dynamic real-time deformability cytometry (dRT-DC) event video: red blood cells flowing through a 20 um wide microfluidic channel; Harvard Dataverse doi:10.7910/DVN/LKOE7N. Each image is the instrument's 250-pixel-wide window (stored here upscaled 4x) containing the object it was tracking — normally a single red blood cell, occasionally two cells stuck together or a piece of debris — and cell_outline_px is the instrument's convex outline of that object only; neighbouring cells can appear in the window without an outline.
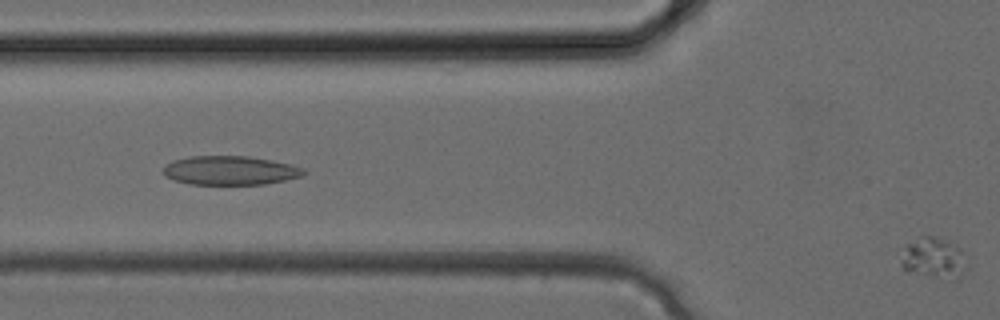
{"species": "common noctule bat (a hibernating species)", "species_latin": "Nyctalus noctula", "temperature_condition": "cold", "stored_images_in_passage": 8, "camera_frame_rate_fps": 3000, "um_per_image_px": 0.085, "animal": {"sex": "female", "body_mass_g": 24.6, "forearm_length_mm": 56.2}, "frame": {"image": 1, "passage_image": 8, "time_ms": 2.333, "image_size_px": [1000, 320], "cell_outline_px": [[968, 268], [960, 280], [904, 272], [900, 264], [900, 260], [908, 244], [924, 236], [932, 236], [960, 248], [964, 252], [968, 264]], "centroid_in_image_um": [79.41, 22.0], "position_along_channel_um": 46.4, "area_um2": 15.66}}